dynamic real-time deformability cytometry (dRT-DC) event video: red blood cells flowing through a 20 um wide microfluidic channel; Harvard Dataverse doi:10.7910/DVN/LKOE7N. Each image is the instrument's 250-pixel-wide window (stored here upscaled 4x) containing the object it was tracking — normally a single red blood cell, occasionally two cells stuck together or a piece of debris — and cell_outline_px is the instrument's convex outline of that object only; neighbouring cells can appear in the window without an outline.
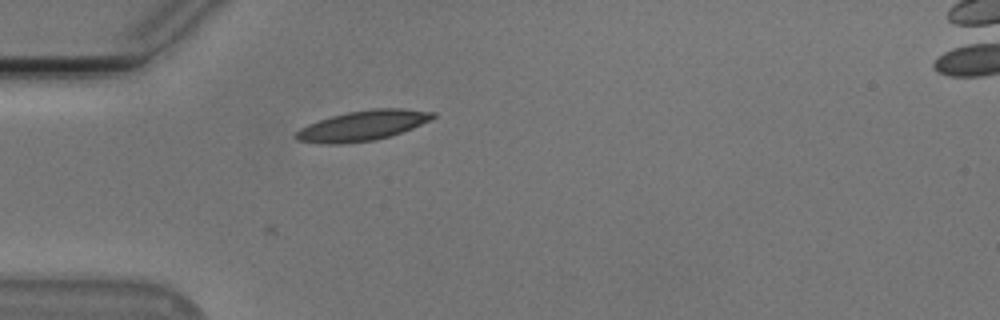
{"species": "Egyptian fruit bat (a non-hibernating species)", "species_latin": "Rousettus aegyptiacus", "temperature_condition": "cold", "stored_images_in_passage": 3, "camera_frame_rate_fps": 3000, "um_per_image_px": 0.085, "animal": {"sex": "male"}, "frame": {"image": 1, "passage_image": 3, "time_ms": 0.667, "image_size_px": [1000, 320], "cell_outline_px": [[436, 116], [412, 128], [388, 136], [372, 140], [340, 144], [328, 144], [300, 140], [296, 136], [296, 132], [300, 128], [308, 124], [332, 116], [348, 112], [372, 108], [404, 108], [436, 112]], "centroid_in_image_um": [30.85, 10.65], "position_along_channel_um": 54.1, "area_um2": 23.52}}